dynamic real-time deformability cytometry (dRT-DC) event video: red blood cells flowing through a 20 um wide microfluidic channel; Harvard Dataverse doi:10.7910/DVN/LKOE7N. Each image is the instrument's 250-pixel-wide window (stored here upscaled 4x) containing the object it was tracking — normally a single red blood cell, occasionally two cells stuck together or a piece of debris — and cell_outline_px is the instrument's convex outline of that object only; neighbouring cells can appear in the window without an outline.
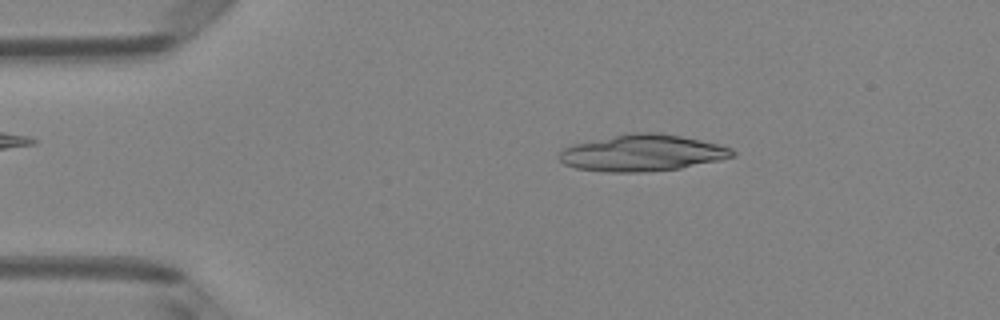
{"species": "Egyptian fruit bat (a non-hibernating species)", "species_latin": "Rousettus aegyptiacus", "temperature_condition": "room temperature", "stored_images_in_passage": 3, "camera_frame_rate_fps": 3000, "um_per_image_px": 0.085, "animal": {"sex": "female"}, "frame": {"image": 1, "passage_image": 2, "time_ms": 0.333, "image_size_px": [1000, 320], "cell_outline_px": [[736, 156], [720, 160], [680, 168], [640, 172], [604, 172], [576, 168], [564, 164], [556, 156], [564, 148], [572, 144], [632, 132], [656, 132], [680, 136], [720, 144], [732, 148], [736, 152]], "centroid_in_image_um": [54.6, 13.0], "position_along_channel_um": 30.4, "area_um2": 36.93}}